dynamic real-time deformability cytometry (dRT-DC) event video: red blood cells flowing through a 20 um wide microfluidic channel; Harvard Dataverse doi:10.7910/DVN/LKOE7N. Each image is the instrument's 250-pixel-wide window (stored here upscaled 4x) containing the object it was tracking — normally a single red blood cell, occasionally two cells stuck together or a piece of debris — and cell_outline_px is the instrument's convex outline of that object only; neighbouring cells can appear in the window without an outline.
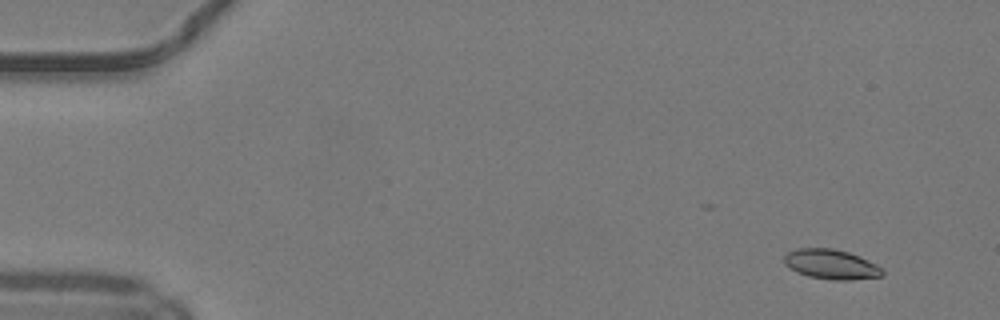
{"species": "common noctule bat (a hibernating species)", "species_latin": "Nyctalus noctula", "temperature_condition": "warm", "stored_images_in_passage": 17, "camera_frame_rate_fps": 3000, "um_per_image_px": 0.085, "animal": {"sex": "male", "body_mass_g": 19.2, "forearm_length_mm": 51.8}, "frame": {"image": 1, "passage_image": 4, "time_ms": 1.0, "image_size_px": [1000, 320], "cell_outline_px": [[884, 272], [880, 276], [848, 280], [832, 280], [808, 276], [796, 272], [784, 264], [784, 256], [788, 252], [796, 248], [832, 248], [848, 252], [860, 256], [884, 268]], "centroid_in_image_um": [70.64, 22.46], "position_along_channel_um": 14.4, "area_um2": 17.11}}
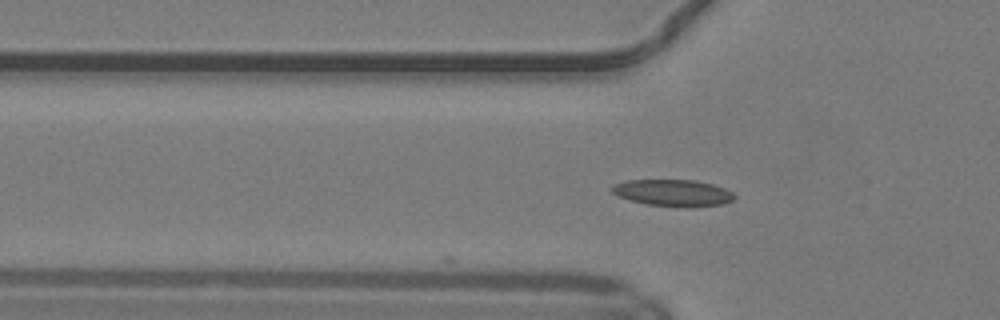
{"frame": {"image": 2, "passage_image": 17, "time_ms": 5.333, "image_size_px": [1000, 320], "cell_outline_px": [[736, 196], [732, 200], [724, 204], [688, 208], [648, 204], [616, 196], [608, 188], [616, 184], [628, 180], [696, 180], [712, 184], [724, 188], [732, 192]], "centroid_in_image_um": [57.22, 16.4], "position_along_channel_um": 68.6, "area_um2": 19.13}}